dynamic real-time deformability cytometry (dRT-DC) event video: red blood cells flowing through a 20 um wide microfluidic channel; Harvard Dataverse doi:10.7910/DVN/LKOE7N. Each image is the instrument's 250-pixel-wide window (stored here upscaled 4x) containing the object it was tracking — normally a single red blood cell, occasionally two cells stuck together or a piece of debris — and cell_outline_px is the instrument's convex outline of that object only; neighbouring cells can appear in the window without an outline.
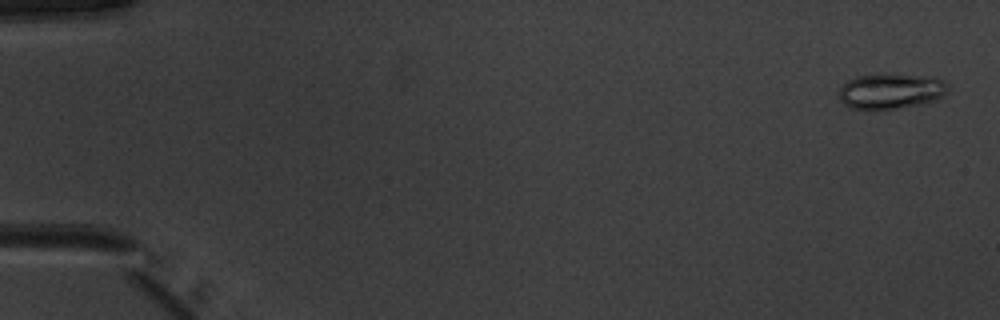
{"species": "common noctule bat (a hibernating species)", "species_latin": "Nyctalus noctula", "temperature_condition": "warm", "stored_images_in_passage": 52, "camera_frame_rate_fps": 3000, "um_per_image_px": 0.085, "animal": {"sex": "male", "body_mass_g": 20.1, "forearm_length_mm": 53.5}, "frame": {"image": 1, "passage_image": 2, "time_ms": 0.333, "image_size_px": [1000, 320], "cell_outline_px": [[948, 88], [936, 100], [920, 104], [896, 108], [852, 108], [844, 104], [840, 100], [840, 88], [848, 80], [856, 76], [880, 72], [936, 76], [944, 80], [948, 84]], "centroid_in_image_um": [75.75, 7.68], "position_along_channel_um": 9.3, "area_um2": 22.72}}
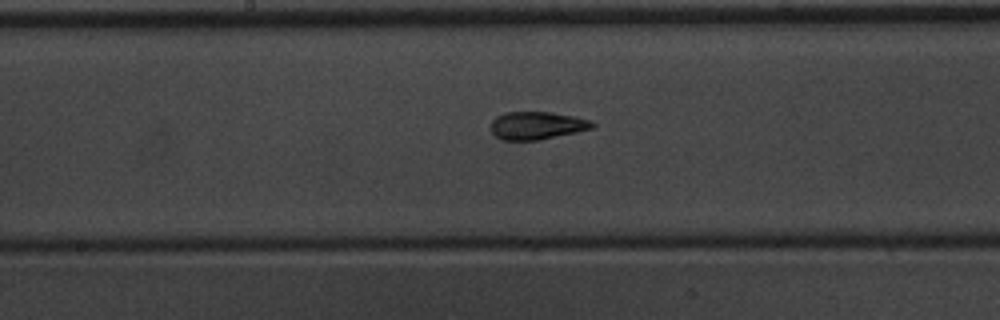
{"frame": {"image": 2, "passage_image": 28, "time_ms": 9.0, "image_size_px": [1000, 320], "cell_outline_px": [[596, 124], [592, 128], [576, 132], [540, 140], [500, 140], [492, 132], [492, 120], [496, 116], [504, 112], [552, 112], [576, 116], [592, 120]], "centroid_in_image_um": [45.66, 10.66], "position_along_channel_um": 202.5, "area_um2": 16.59}}
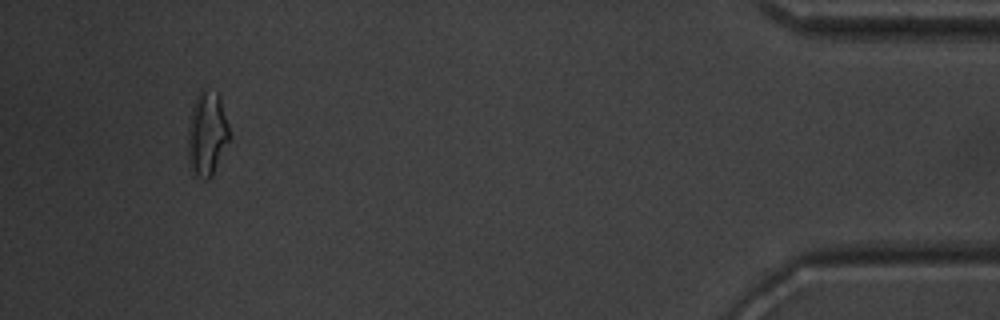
{"frame": {"image": 3, "passage_image": 49, "time_ms": 16.0, "image_size_px": [1000, 320], "cell_outline_px": [[232, 136], [212, 176], [208, 180], [204, 180], [196, 176], [188, 160], [188, 128], [192, 108], [196, 96], [200, 88], [204, 88], [216, 92], [220, 100]], "centroid_in_image_um": [17.61, 11.38], "position_along_channel_um": 417.6, "area_um2": 20.52}, "authors_computed_cell_mechanics": {"area_um2": 17.2533, "velocity_mm_per_s": 3.9798, "shape_relaxation_time_tau1_ms": 4.9103, "shape_relaxation_time_tau2_ms": 1.4351, "deformation_change_tau1": 0.1833, "deformation_change_tau2": 0.0814}}